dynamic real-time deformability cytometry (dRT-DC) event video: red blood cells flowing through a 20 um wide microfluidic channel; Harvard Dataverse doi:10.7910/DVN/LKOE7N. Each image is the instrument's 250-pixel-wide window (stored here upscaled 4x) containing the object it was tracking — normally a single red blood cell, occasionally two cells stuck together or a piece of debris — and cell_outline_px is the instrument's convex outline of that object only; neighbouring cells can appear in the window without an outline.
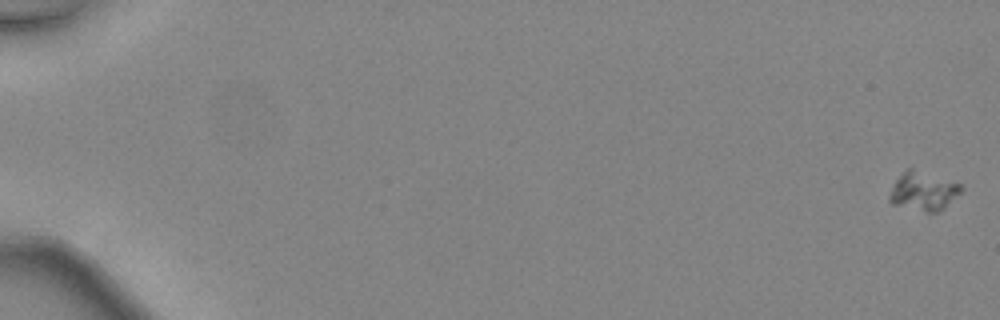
{"species": "common noctule bat (a hibernating species)", "species_latin": "Nyctalus noctula", "temperature_condition": "warm", "stored_images_in_passage": 7, "camera_frame_rate_fps": 3000, "um_per_image_px": 0.085, "animal": {"sex": "female", "body_mass_g": 24.6, "forearm_length_mm": 56.2}, "frame": {"image": 1, "passage_image": 1, "time_ms": 0.0, "image_size_px": [1000, 320], "cell_outline_px": [[964, 188], [944, 208], [936, 212], [928, 212], [892, 204], [888, 200], [888, 196], [896, 180], [908, 168], [912, 168], [960, 184]], "centroid_in_image_um": [78.47, 16.26], "position_along_channel_um": 6.5, "area_um2": 15.72}}